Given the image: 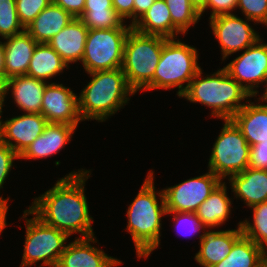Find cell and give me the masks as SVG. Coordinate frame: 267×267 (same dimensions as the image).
<instances>
[{
  "label": "cell",
  "mask_w": 267,
  "mask_h": 267,
  "mask_svg": "<svg viewBox=\"0 0 267 267\" xmlns=\"http://www.w3.org/2000/svg\"><path fill=\"white\" fill-rule=\"evenodd\" d=\"M88 173L90 171L81 169L58 180L51 189L35 198L23 217L36 215L45 224L68 236L77 232L82 235L81 238L94 236L93 220L84 193L85 181L90 177Z\"/></svg>",
  "instance_id": "1"
},
{
  "label": "cell",
  "mask_w": 267,
  "mask_h": 267,
  "mask_svg": "<svg viewBox=\"0 0 267 267\" xmlns=\"http://www.w3.org/2000/svg\"><path fill=\"white\" fill-rule=\"evenodd\" d=\"M153 172H149L139 193L127 210L126 230L132 236L137 257H147L160 243L161 218L167 214L163 190L155 192ZM160 197V205L157 196Z\"/></svg>",
  "instance_id": "2"
},
{
  "label": "cell",
  "mask_w": 267,
  "mask_h": 267,
  "mask_svg": "<svg viewBox=\"0 0 267 267\" xmlns=\"http://www.w3.org/2000/svg\"><path fill=\"white\" fill-rule=\"evenodd\" d=\"M91 81L78 97L82 120L105 121L130 100L135 92L129 87L122 68L88 73Z\"/></svg>",
  "instance_id": "3"
},
{
  "label": "cell",
  "mask_w": 267,
  "mask_h": 267,
  "mask_svg": "<svg viewBox=\"0 0 267 267\" xmlns=\"http://www.w3.org/2000/svg\"><path fill=\"white\" fill-rule=\"evenodd\" d=\"M201 75L202 69L196 73L181 97L210 107L214 117L231 120L245 105L240 102L252 97L224 68L205 78H201Z\"/></svg>",
  "instance_id": "4"
},
{
  "label": "cell",
  "mask_w": 267,
  "mask_h": 267,
  "mask_svg": "<svg viewBox=\"0 0 267 267\" xmlns=\"http://www.w3.org/2000/svg\"><path fill=\"white\" fill-rule=\"evenodd\" d=\"M167 39L160 35L143 34L133 28L127 34L122 70L135 93L140 89H153V77Z\"/></svg>",
  "instance_id": "5"
},
{
  "label": "cell",
  "mask_w": 267,
  "mask_h": 267,
  "mask_svg": "<svg viewBox=\"0 0 267 267\" xmlns=\"http://www.w3.org/2000/svg\"><path fill=\"white\" fill-rule=\"evenodd\" d=\"M197 58L196 48L179 40L175 41V38H168L164 42L153 77V89L178 87L177 95L181 97L187 90L190 81L201 69ZM185 82L187 84L184 86Z\"/></svg>",
  "instance_id": "6"
},
{
  "label": "cell",
  "mask_w": 267,
  "mask_h": 267,
  "mask_svg": "<svg viewBox=\"0 0 267 267\" xmlns=\"http://www.w3.org/2000/svg\"><path fill=\"white\" fill-rule=\"evenodd\" d=\"M131 28L89 29L81 61L86 72L122 68L124 46Z\"/></svg>",
  "instance_id": "7"
},
{
  "label": "cell",
  "mask_w": 267,
  "mask_h": 267,
  "mask_svg": "<svg viewBox=\"0 0 267 267\" xmlns=\"http://www.w3.org/2000/svg\"><path fill=\"white\" fill-rule=\"evenodd\" d=\"M224 126L215 141L209 159V170L221 180L248 168L250 145L232 120Z\"/></svg>",
  "instance_id": "8"
},
{
  "label": "cell",
  "mask_w": 267,
  "mask_h": 267,
  "mask_svg": "<svg viewBox=\"0 0 267 267\" xmlns=\"http://www.w3.org/2000/svg\"><path fill=\"white\" fill-rule=\"evenodd\" d=\"M26 239L23 260L20 267L32 266L43 261L42 265L56 267L65 249L66 233L45 224L37 216L26 218Z\"/></svg>",
  "instance_id": "9"
},
{
  "label": "cell",
  "mask_w": 267,
  "mask_h": 267,
  "mask_svg": "<svg viewBox=\"0 0 267 267\" xmlns=\"http://www.w3.org/2000/svg\"><path fill=\"white\" fill-rule=\"evenodd\" d=\"M221 181L209 170L202 176L164 189L167 212H196Z\"/></svg>",
  "instance_id": "10"
},
{
  "label": "cell",
  "mask_w": 267,
  "mask_h": 267,
  "mask_svg": "<svg viewBox=\"0 0 267 267\" xmlns=\"http://www.w3.org/2000/svg\"><path fill=\"white\" fill-rule=\"evenodd\" d=\"M260 43L261 39L259 38L239 57L224 67L227 73L252 97L258 93L254 87L257 88L261 82L267 83V44Z\"/></svg>",
  "instance_id": "11"
},
{
  "label": "cell",
  "mask_w": 267,
  "mask_h": 267,
  "mask_svg": "<svg viewBox=\"0 0 267 267\" xmlns=\"http://www.w3.org/2000/svg\"><path fill=\"white\" fill-rule=\"evenodd\" d=\"M209 19L213 34L222 48V60L237 51L247 49L260 38L248 24L251 20L244 21L233 13L218 15Z\"/></svg>",
  "instance_id": "12"
},
{
  "label": "cell",
  "mask_w": 267,
  "mask_h": 267,
  "mask_svg": "<svg viewBox=\"0 0 267 267\" xmlns=\"http://www.w3.org/2000/svg\"><path fill=\"white\" fill-rule=\"evenodd\" d=\"M63 84H47L43 92L41 114L48 123L78 125L81 119L78 96Z\"/></svg>",
  "instance_id": "13"
},
{
  "label": "cell",
  "mask_w": 267,
  "mask_h": 267,
  "mask_svg": "<svg viewBox=\"0 0 267 267\" xmlns=\"http://www.w3.org/2000/svg\"><path fill=\"white\" fill-rule=\"evenodd\" d=\"M47 124L42 114L25 113L13 117L2 122L0 140L20 156L43 133Z\"/></svg>",
  "instance_id": "14"
},
{
  "label": "cell",
  "mask_w": 267,
  "mask_h": 267,
  "mask_svg": "<svg viewBox=\"0 0 267 267\" xmlns=\"http://www.w3.org/2000/svg\"><path fill=\"white\" fill-rule=\"evenodd\" d=\"M96 241L94 236L75 239L65 247L56 267H114L122 263L91 246L90 242Z\"/></svg>",
  "instance_id": "15"
},
{
  "label": "cell",
  "mask_w": 267,
  "mask_h": 267,
  "mask_svg": "<svg viewBox=\"0 0 267 267\" xmlns=\"http://www.w3.org/2000/svg\"><path fill=\"white\" fill-rule=\"evenodd\" d=\"M240 225L241 222L234 230L204 231L199 236L200 250L195 255V261L202 267H212L225 259L234 243L243 235Z\"/></svg>",
  "instance_id": "16"
},
{
  "label": "cell",
  "mask_w": 267,
  "mask_h": 267,
  "mask_svg": "<svg viewBox=\"0 0 267 267\" xmlns=\"http://www.w3.org/2000/svg\"><path fill=\"white\" fill-rule=\"evenodd\" d=\"M5 40L7 42L3 43V47L6 78L27 75L31 57L38 43L25 29Z\"/></svg>",
  "instance_id": "17"
},
{
  "label": "cell",
  "mask_w": 267,
  "mask_h": 267,
  "mask_svg": "<svg viewBox=\"0 0 267 267\" xmlns=\"http://www.w3.org/2000/svg\"><path fill=\"white\" fill-rule=\"evenodd\" d=\"M88 31L80 18H73L48 44L68 65L82 61Z\"/></svg>",
  "instance_id": "18"
},
{
  "label": "cell",
  "mask_w": 267,
  "mask_h": 267,
  "mask_svg": "<svg viewBox=\"0 0 267 267\" xmlns=\"http://www.w3.org/2000/svg\"><path fill=\"white\" fill-rule=\"evenodd\" d=\"M75 129L76 126L68 124L48 123L43 133L28 146L19 159H42L52 156L70 141Z\"/></svg>",
  "instance_id": "19"
},
{
  "label": "cell",
  "mask_w": 267,
  "mask_h": 267,
  "mask_svg": "<svg viewBox=\"0 0 267 267\" xmlns=\"http://www.w3.org/2000/svg\"><path fill=\"white\" fill-rule=\"evenodd\" d=\"M48 82L28 75L13 76L6 81V94L12 88L17 106L25 113L41 114L43 92Z\"/></svg>",
  "instance_id": "20"
},
{
  "label": "cell",
  "mask_w": 267,
  "mask_h": 267,
  "mask_svg": "<svg viewBox=\"0 0 267 267\" xmlns=\"http://www.w3.org/2000/svg\"><path fill=\"white\" fill-rule=\"evenodd\" d=\"M232 192L252 207L267 201V170L247 168L228 179Z\"/></svg>",
  "instance_id": "21"
},
{
  "label": "cell",
  "mask_w": 267,
  "mask_h": 267,
  "mask_svg": "<svg viewBox=\"0 0 267 267\" xmlns=\"http://www.w3.org/2000/svg\"><path fill=\"white\" fill-rule=\"evenodd\" d=\"M262 101L267 102L263 98ZM231 120L250 146L267 141V104H245Z\"/></svg>",
  "instance_id": "22"
},
{
  "label": "cell",
  "mask_w": 267,
  "mask_h": 267,
  "mask_svg": "<svg viewBox=\"0 0 267 267\" xmlns=\"http://www.w3.org/2000/svg\"><path fill=\"white\" fill-rule=\"evenodd\" d=\"M73 18L74 17L62 7L51 2L26 26L25 30L37 43H48L52 37L66 27Z\"/></svg>",
  "instance_id": "23"
},
{
  "label": "cell",
  "mask_w": 267,
  "mask_h": 267,
  "mask_svg": "<svg viewBox=\"0 0 267 267\" xmlns=\"http://www.w3.org/2000/svg\"><path fill=\"white\" fill-rule=\"evenodd\" d=\"M143 34L175 38L181 33L173 24L169 8L164 0H156L152 6L132 25Z\"/></svg>",
  "instance_id": "24"
},
{
  "label": "cell",
  "mask_w": 267,
  "mask_h": 267,
  "mask_svg": "<svg viewBox=\"0 0 267 267\" xmlns=\"http://www.w3.org/2000/svg\"><path fill=\"white\" fill-rule=\"evenodd\" d=\"M226 189L225 182H221L195 212L205 227L214 228L227 221L232 203Z\"/></svg>",
  "instance_id": "25"
},
{
  "label": "cell",
  "mask_w": 267,
  "mask_h": 267,
  "mask_svg": "<svg viewBox=\"0 0 267 267\" xmlns=\"http://www.w3.org/2000/svg\"><path fill=\"white\" fill-rule=\"evenodd\" d=\"M266 261L267 251L243 234L228 256L212 267H262Z\"/></svg>",
  "instance_id": "26"
},
{
  "label": "cell",
  "mask_w": 267,
  "mask_h": 267,
  "mask_svg": "<svg viewBox=\"0 0 267 267\" xmlns=\"http://www.w3.org/2000/svg\"><path fill=\"white\" fill-rule=\"evenodd\" d=\"M68 64L48 44L38 43L31 57L27 75L46 81L60 74Z\"/></svg>",
  "instance_id": "27"
},
{
  "label": "cell",
  "mask_w": 267,
  "mask_h": 267,
  "mask_svg": "<svg viewBox=\"0 0 267 267\" xmlns=\"http://www.w3.org/2000/svg\"><path fill=\"white\" fill-rule=\"evenodd\" d=\"M88 29H110L132 27L113 8L112 0H85L83 15L80 17Z\"/></svg>",
  "instance_id": "28"
},
{
  "label": "cell",
  "mask_w": 267,
  "mask_h": 267,
  "mask_svg": "<svg viewBox=\"0 0 267 267\" xmlns=\"http://www.w3.org/2000/svg\"><path fill=\"white\" fill-rule=\"evenodd\" d=\"M253 224L250 221H242V233L254 241L264 250L267 249V201L252 206Z\"/></svg>",
  "instance_id": "29"
},
{
  "label": "cell",
  "mask_w": 267,
  "mask_h": 267,
  "mask_svg": "<svg viewBox=\"0 0 267 267\" xmlns=\"http://www.w3.org/2000/svg\"><path fill=\"white\" fill-rule=\"evenodd\" d=\"M167 4L172 24L182 33L185 34L191 25L197 23L200 14L191 5L190 0H164Z\"/></svg>",
  "instance_id": "30"
},
{
  "label": "cell",
  "mask_w": 267,
  "mask_h": 267,
  "mask_svg": "<svg viewBox=\"0 0 267 267\" xmlns=\"http://www.w3.org/2000/svg\"><path fill=\"white\" fill-rule=\"evenodd\" d=\"M24 29L18 19L16 1L0 0V36L4 39L12 37Z\"/></svg>",
  "instance_id": "31"
},
{
  "label": "cell",
  "mask_w": 267,
  "mask_h": 267,
  "mask_svg": "<svg viewBox=\"0 0 267 267\" xmlns=\"http://www.w3.org/2000/svg\"><path fill=\"white\" fill-rule=\"evenodd\" d=\"M19 22L24 28L44 10L52 0H15Z\"/></svg>",
  "instance_id": "32"
},
{
  "label": "cell",
  "mask_w": 267,
  "mask_h": 267,
  "mask_svg": "<svg viewBox=\"0 0 267 267\" xmlns=\"http://www.w3.org/2000/svg\"><path fill=\"white\" fill-rule=\"evenodd\" d=\"M237 7L247 19L267 26V0H238Z\"/></svg>",
  "instance_id": "33"
},
{
  "label": "cell",
  "mask_w": 267,
  "mask_h": 267,
  "mask_svg": "<svg viewBox=\"0 0 267 267\" xmlns=\"http://www.w3.org/2000/svg\"><path fill=\"white\" fill-rule=\"evenodd\" d=\"M170 213L171 214L174 213L175 216H174L173 220H174V222L176 221L177 228H179V231L183 235L196 233L200 229L204 230V228H206L201 223V220L197 217V214L195 212H167V214H170ZM181 227H183V228H181ZM185 227L189 230L185 231V229H186ZM180 228L182 230L184 229L185 233H183L184 231H181Z\"/></svg>",
  "instance_id": "34"
},
{
  "label": "cell",
  "mask_w": 267,
  "mask_h": 267,
  "mask_svg": "<svg viewBox=\"0 0 267 267\" xmlns=\"http://www.w3.org/2000/svg\"><path fill=\"white\" fill-rule=\"evenodd\" d=\"M19 156L7 144L0 140V189L13 166L14 159Z\"/></svg>",
  "instance_id": "35"
},
{
  "label": "cell",
  "mask_w": 267,
  "mask_h": 267,
  "mask_svg": "<svg viewBox=\"0 0 267 267\" xmlns=\"http://www.w3.org/2000/svg\"><path fill=\"white\" fill-rule=\"evenodd\" d=\"M248 167L267 170V141L250 146Z\"/></svg>",
  "instance_id": "36"
},
{
  "label": "cell",
  "mask_w": 267,
  "mask_h": 267,
  "mask_svg": "<svg viewBox=\"0 0 267 267\" xmlns=\"http://www.w3.org/2000/svg\"><path fill=\"white\" fill-rule=\"evenodd\" d=\"M237 1L238 0H207L206 8L200 13V16H202V13L205 12L207 8L212 9L210 18L218 15L230 14L233 9L237 8Z\"/></svg>",
  "instance_id": "37"
},
{
  "label": "cell",
  "mask_w": 267,
  "mask_h": 267,
  "mask_svg": "<svg viewBox=\"0 0 267 267\" xmlns=\"http://www.w3.org/2000/svg\"><path fill=\"white\" fill-rule=\"evenodd\" d=\"M52 3L62 7L74 18L83 15L85 0H52Z\"/></svg>",
  "instance_id": "38"
},
{
  "label": "cell",
  "mask_w": 267,
  "mask_h": 267,
  "mask_svg": "<svg viewBox=\"0 0 267 267\" xmlns=\"http://www.w3.org/2000/svg\"><path fill=\"white\" fill-rule=\"evenodd\" d=\"M112 3L113 8L122 17L123 20L125 18H132L131 25H133L134 0H112Z\"/></svg>",
  "instance_id": "39"
},
{
  "label": "cell",
  "mask_w": 267,
  "mask_h": 267,
  "mask_svg": "<svg viewBox=\"0 0 267 267\" xmlns=\"http://www.w3.org/2000/svg\"><path fill=\"white\" fill-rule=\"evenodd\" d=\"M156 0H134L133 24L145 13Z\"/></svg>",
  "instance_id": "40"
},
{
  "label": "cell",
  "mask_w": 267,
  "mask_h": 267,
  "mask_svg": "<svg viewBox=\"0 0 267 267\" xmlns=\"http://www.w3.org/2000/svg\"><path fill=\"white\" fill-rule=\"evenodd\" d=\"M7 199H3L0 196V233H2L3 229L7 226L6 223V214L8 210V204H7Z\"/></svg>",
  "instance_id": "41"
},
{
  "label": "cell",
  "mask_w": 267,
  "mask_h": 267,
  "mask_svg": "<svg viewBox=\"0 0 267 267\" xmlns=\"http://www.w3.org/2000/svg\"><path fill=\"white\" fill-rule=\"evenodd\" d=\"M0 78H3L7 81L5 76V65H4V47L3 42L0 41Z\"/></svg>",
  "instance_id": "42"
},
{
  "label": "cell",
  "mask_w": 267,
  "mask_h": 267,
  "mask_svg": "<svg viewBox=\"0 0 267 267\" xmlns=\"http://www.w3.org/2000/svg\"><path fill=\"white\" fill-rule=\"evenodd\" d=\"M190 3L200 14L206 8L207 0H190Z\"/></svg>",
  "instance_id": "43"
},
{
  "label": "cell",
  "mask_w": 267,
  "mask_h": 267,
  "mask_svg": "<svg viewBox=\"0 0 267 267\" xmlns=\"http://www.w3.org/2000/svg\"><path fill=\"white\" fill-rule=\"evenodd\" d=\"M6 97V81L0 78V106H3Z\"/></svg>",
  "instance_id": "44"
},
{
  "label": "cell",
  "mask_w": 267,
  "mask_h": 267,
  "mask_svg": "<svg viewBox=\"0 0 267 267\" xmlns=\"http://www.w3.org/2000/svg\"><path fill=\"white\" fill-rule=\"evenodd\" d=\"M2 115V106H0V119ZM1 126H2V120H0V136H1Z\"/></svg>",
  "instance_id": "45"
},
{
  "label": "cell",
  "mask_w": 267,
  "mask_h": 267,
  "mask_svg": "<svg viewBox=\"0 0 267 267\" xmlns=\"http://www.w3.org/2000/svg\"><path fill=\"white\" fill-rule=\"evenodd\" d=\"M259 98H263L265 101H267V91L263 93V96L259 97Z\"/></svg>",
  "instance_id": "46"
},
{
  "label": "cell",
  "mask_w": 267,
  "mask_h": 267,
  "mask_svg": "<svg viewBox=\"0 0 267 267\" xmlns=\"http://www.w3.org/2000/svg\"><path fill=\"white\" fill-rule=\"evenodd\" d=\"M262 267H267V261L262 265Z\"/></svg>",
  "instance_id": "47"
}]
</instances>
